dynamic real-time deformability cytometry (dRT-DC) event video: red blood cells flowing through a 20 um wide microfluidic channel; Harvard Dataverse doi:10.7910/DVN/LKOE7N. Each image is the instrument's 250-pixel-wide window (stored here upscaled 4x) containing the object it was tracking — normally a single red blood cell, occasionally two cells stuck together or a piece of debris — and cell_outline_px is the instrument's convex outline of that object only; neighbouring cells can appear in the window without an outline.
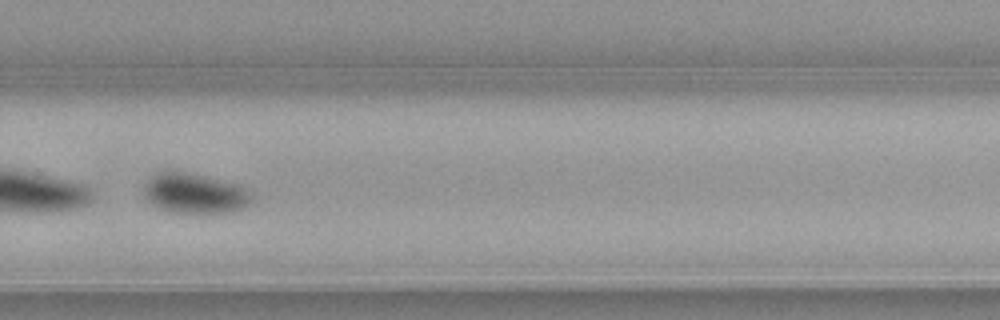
{"species": "common noctule bat (a hibernating species)", "species_latin": "Nyctalus noctula", "temperature_condition": "warm", "stored_images_in_passage": 52, "camera_frame_rate_fps": 3000, "um_per_image_px": 0.085, "animal": {"sex": "female", "body_mass_g": 21.9}, "frame": {"image": 1, "passage_image": 36, "time_ms": 11.667, "image_size_px": [1000, 320], "cell_outline_px": [[252, 200], [248, 204], [240, 208], [228, 212], [172, 212], [152, 204], [144, 196], [144, 184], [156, 172], [184, 172], [204, 176], [236, 184], [244, 188], [252, 196]], "centroid_in_image_um": [16.51, 16.43], "position_along_channel_um": 313.3, "area_um2": 24.51}, "authors_computed_cell_mechanics": {"area_um2": 28.033, "velocity_mm_per_s": 3.8607, "shape_relaxation_time_tau1_ms": 2.4772, "shape_relaxation_time_tau2_ms": 8.5443, "deformation_change_tau1": 0.1, "deformation_change_tau2": 0.0456}}